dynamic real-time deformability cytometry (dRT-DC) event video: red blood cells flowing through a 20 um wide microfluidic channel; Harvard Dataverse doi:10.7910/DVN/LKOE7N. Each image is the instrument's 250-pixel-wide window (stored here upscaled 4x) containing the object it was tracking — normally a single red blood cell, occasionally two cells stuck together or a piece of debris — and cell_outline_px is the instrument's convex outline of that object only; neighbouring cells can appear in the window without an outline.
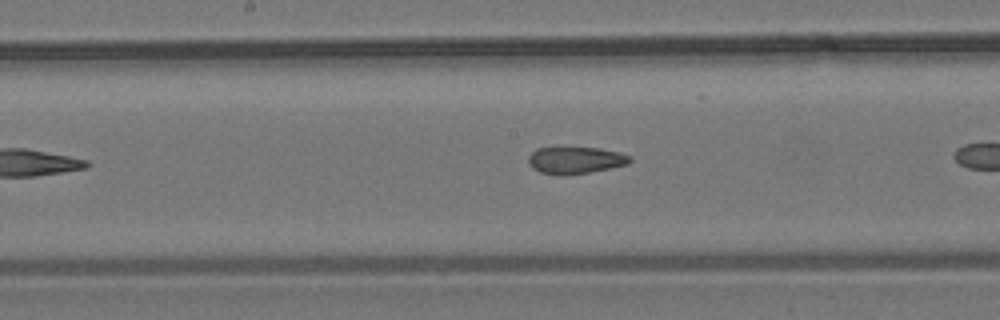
{"species": "common noctule bat (a hibernating species)", "species_latin": "Nyctalus noctula", "temperature_condition": "room temperature", "stored_images_in_passage": 18, "camera_frame_rate_fps": 3000, "um_per_image_px": 0.085, "animal": {"sex": "male", "body_mass_g": 19.2, "forearm_length_mm": 51.8}, "frame": {"image": 1, "passage_image": 13, "time_ms": 4.0, "image_size_px": [1000, 320], "cell_outline_px": [[632, 160], [628, 164], [588, 172], [560, 176], [540, 172], [532, 168], [528, 164], [528, 156], [536, 148], [600, 148], [620, 152], [632, 156]], "centroid_in_image_um": [48.9, 13.62], "position_along_channel_um": 199.3, "area_um2": 15.95}}